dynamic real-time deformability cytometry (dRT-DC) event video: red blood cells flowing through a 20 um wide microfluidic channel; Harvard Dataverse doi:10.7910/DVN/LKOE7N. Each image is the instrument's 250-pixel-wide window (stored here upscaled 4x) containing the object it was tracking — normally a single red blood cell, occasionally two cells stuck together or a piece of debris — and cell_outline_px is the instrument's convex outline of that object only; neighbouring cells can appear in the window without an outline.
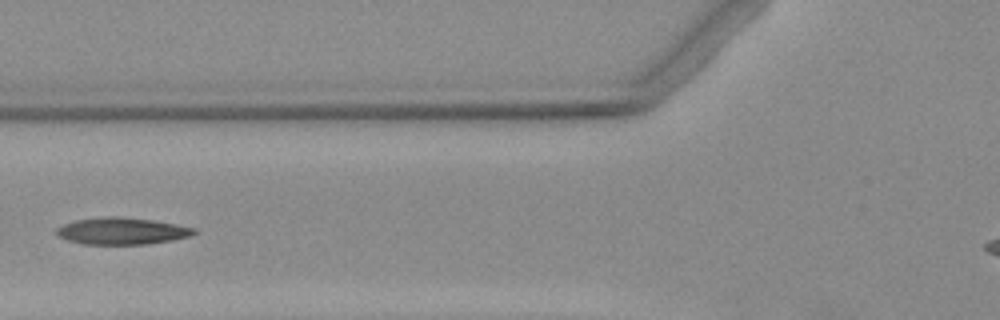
{"species": "Egyptian fruit bat (a non-hibernating species)", "species_latin": "Rousettus aegyptiacus", "temperature_condition": "warm", "stored_images_in_passage": 5, "camera_frame_rate_fps": 3000, "um_per_image_px": 0.085, "animal": {"sex": "female"}, "frame": {"image": 1, "passage_image": 5, "time_ms": 5.0, "image_size_px": [1000, 320], "cell_outline_px": [[196, 232], [192, 236], [172, 240], [148, 244], [84, 244], [68, 240], [60, 236], [56, 232], [56, 228], [64, 224], [76, 220], [104, 216], [116, 216], [152, 220], [176, 224], [196, 228]], "centroid_in_image_um": [10.39, 19.63], "position_along_channel_um": 115.4, "area_um2": 21.44}}